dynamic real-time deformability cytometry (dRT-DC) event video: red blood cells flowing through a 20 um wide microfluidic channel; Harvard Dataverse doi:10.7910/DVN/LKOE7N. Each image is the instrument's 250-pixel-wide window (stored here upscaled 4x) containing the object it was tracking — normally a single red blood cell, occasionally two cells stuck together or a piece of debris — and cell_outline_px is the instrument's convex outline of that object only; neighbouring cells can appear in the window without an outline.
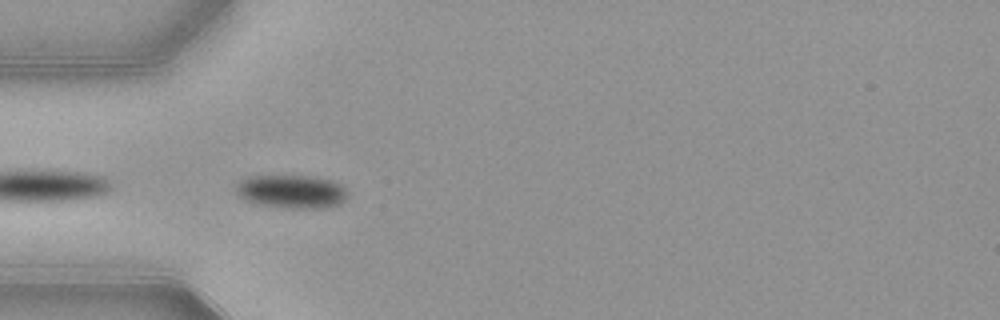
{"species": "common noctule bat (a hibernating species)", "species_latin": "Nyctalus noctula", "temperature_condition": "warm", "stored_images_in_passage": 9, "camera_frame_rate_fps": 3000, "um_per_image_px": 0.085, "animal": {"sex": "female", "body_mass_g": 21.9}, "frame": {"image": 1, "passage_image": 1, "time_ms": 0.0, "image_size_px": [1000, 320], "cell_outline_px": [[348, 192], [344, 200], [340, 204], [324, 208], [292, 208], [260, 204], [244, 200], [236, 192], [236, 184], [240, 180], [248, 176], [308, 176], [328, 180], [340, 184]], "centroid_in_image_um": [24.76, 16.28], "position_along_channel_um": 60.2, "area_um2": 21.5}}